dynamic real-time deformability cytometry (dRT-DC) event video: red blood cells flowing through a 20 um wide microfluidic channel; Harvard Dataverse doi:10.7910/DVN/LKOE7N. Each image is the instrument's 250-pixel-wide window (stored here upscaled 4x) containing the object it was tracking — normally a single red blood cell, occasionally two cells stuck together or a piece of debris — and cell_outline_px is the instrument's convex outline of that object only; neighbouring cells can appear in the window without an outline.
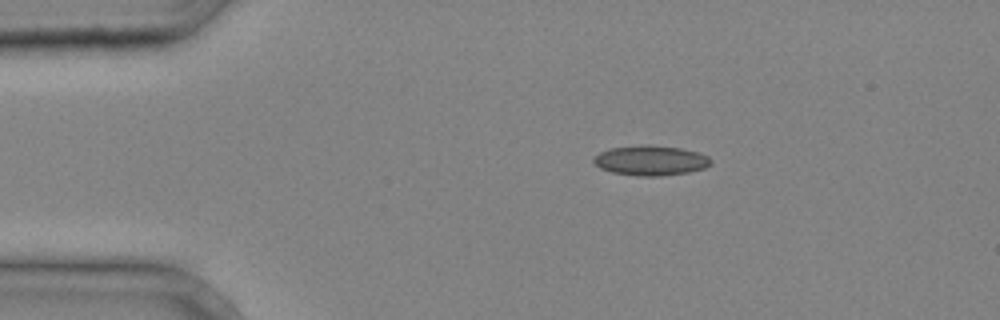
{"species": "common noctule bat (a hibernating species)", "species_latin": "Nyctalus noctula", "temperature_condition": "cold", "stored_images_in_passage": 2, "camera_frame_rate_fps": 3000, "um_per_image_px": 0.085, "animal": {"sex": "male", "body_mass_g": 20.4}, "frame": {"image": 1, "passage_image": 1, "time_ms": 0.0, "image_size_px": [1000, 320], "cell_outline_px": [[712, 164], [704, 168], [688, 172], [660, 176], [636, 176], [612, 172], [600, 168], [592, 160], [600, 152], [608, 148], [640, 144], [652, 144], [680, 148], [696, 152], [708, 156], [712, 160]], "centroid_in_image_um": [55.3, 13.63], "position_along_channel_um": 29.7, "area_um2": 20.63}}